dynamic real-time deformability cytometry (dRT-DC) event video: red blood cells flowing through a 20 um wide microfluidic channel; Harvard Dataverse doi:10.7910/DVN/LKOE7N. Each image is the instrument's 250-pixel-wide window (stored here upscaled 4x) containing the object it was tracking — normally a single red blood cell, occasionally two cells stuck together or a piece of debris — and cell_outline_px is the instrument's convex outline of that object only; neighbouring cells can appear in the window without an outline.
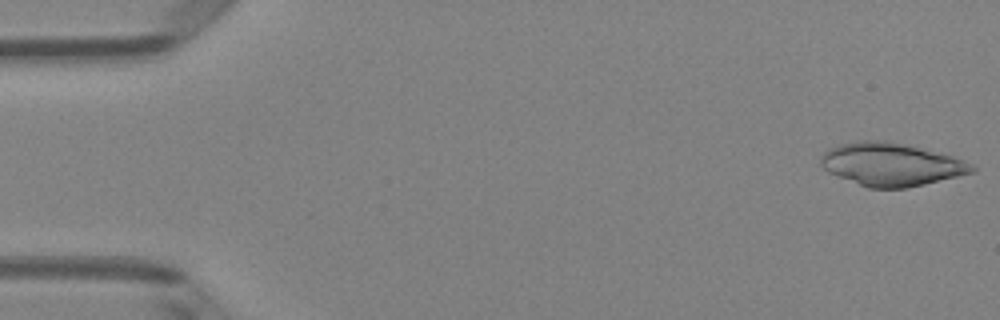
{"species": "Egyptian fruit bat (a non-hibernating species)", "species_latin": "Rousettus aegyptiacus", "temperature_condition": "room temperature", "stored_images_in_passage": 49, "camera_frame_rate_fps": 3000, "um_per_image_px": 0.085, "animal": {"sex": "female"}, "frame": {"image": 1, "passage_image": 1, "time_ms": 0.0, "image_size_px": [1000, 320], "cell_outline_px": [[976, 172], [908, 188], [868, 188], [828, 172], [820, 164], [820, 156], [824, 152], [840, 144], [860, 140], [884, 140], [904, 144], [952, 156], [972, 164], [976, 168]], "centroid_in_image_um": [75.75, 13.98], "position_along_channel_um": 9.3, "area_um2": 37.69}}